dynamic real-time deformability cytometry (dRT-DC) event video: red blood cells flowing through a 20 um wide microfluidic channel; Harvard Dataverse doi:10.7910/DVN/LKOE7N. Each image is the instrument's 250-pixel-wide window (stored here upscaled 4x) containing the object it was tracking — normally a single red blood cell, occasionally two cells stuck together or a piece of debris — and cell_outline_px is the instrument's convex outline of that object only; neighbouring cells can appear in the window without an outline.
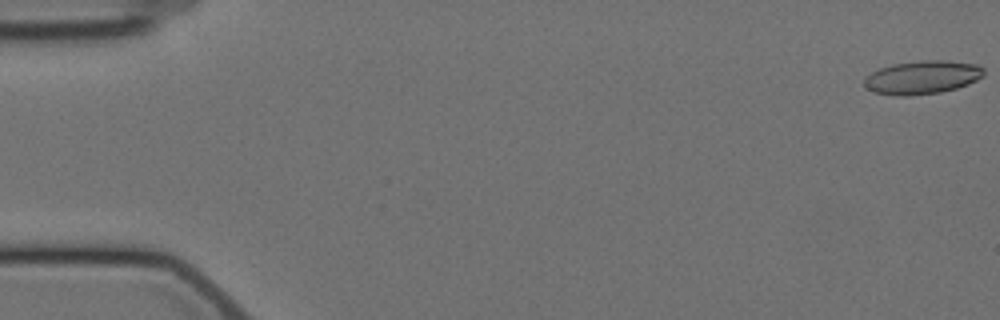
{"species": "Egyptian fruit bat (a non-hibernating species)", "species_latin": "Rousettus aegyptiacus", "temperature_condition": "cold", "stored_images_in_passage": 58, "camera_frame_rate_fps": 3000, "um_per_image_px": 0.085, "animal": {"sex": "female"}, "frame": {"image": 1, "passage_image": 1, "time_ms": 0.0, "image_size_px": [1000, 320], "cell_outline_px": [[984, 76], [968, 84], [956, 88], [940, 92], [908, 96], [900, 96], [876, 92], [868, 88], [864, 84], [864, 76], [880, 68], [892, 64], [920, 60], [944, 60], [976, 64], [984, 68]], "centroid_in_image_um": [78.4, 6.56], "position_along_channel_um": 6.6, "area_um2": 23.24}}
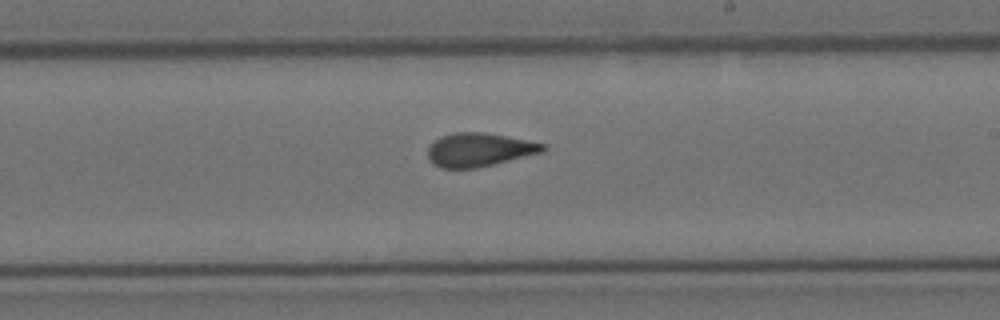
{"frame": {"image": 2, "passage_image": 34, "time_ms": 11.0, "image_size_px": [1000, 320], "cell_outline_px": [[548, 148], [544, 152], [476, 168], [440, 168], [432, 164], [428, 156], [428, 148], [440, 136], [456, 132], [484, 132], [544, 144]], "centroid_in_image_um": [40.71, 12.73], "position_along_channel_um": 248.3, "area_um2": 22.31}}
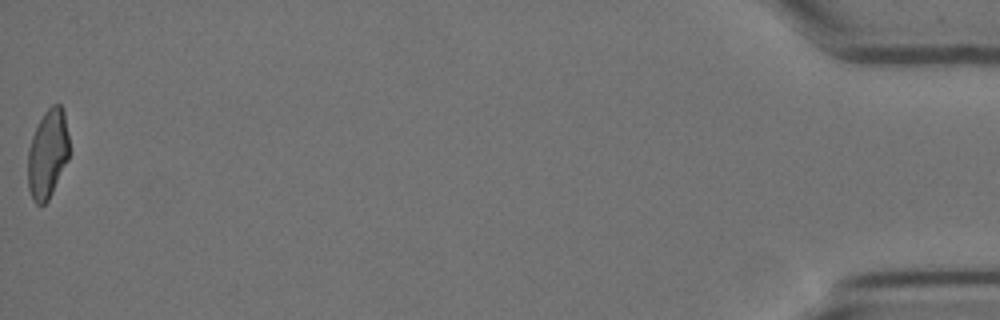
{"frame": {"image": 3, "passage_image": 58, "time_ms": 19.0, "image_size_px": [1000, 320], "cell_outline_px": [[68, 160], [48, 200], [44, 204], [36, 204], [32, 200], [28, 188], [28, 148], [32, 136], [44, 112], [52, 104], [60, 104], [64, 112], [68, 136]], "centroid_in_image_um": [4.04, 13.09], "position_along_channel_um": 431.2, "area_um2": 21.27}, "authors_computed_cell_mechanics": {"area_um2": 22.7154, "velocity_mm_per_s": 3.5199, "shape_relaxation_time_tau1_ms": null, "shape_relaxation_time_tau2_ms": 1.7635, "deformation_change_tau1": null, "deformation_change_tau2": 0.0878}}